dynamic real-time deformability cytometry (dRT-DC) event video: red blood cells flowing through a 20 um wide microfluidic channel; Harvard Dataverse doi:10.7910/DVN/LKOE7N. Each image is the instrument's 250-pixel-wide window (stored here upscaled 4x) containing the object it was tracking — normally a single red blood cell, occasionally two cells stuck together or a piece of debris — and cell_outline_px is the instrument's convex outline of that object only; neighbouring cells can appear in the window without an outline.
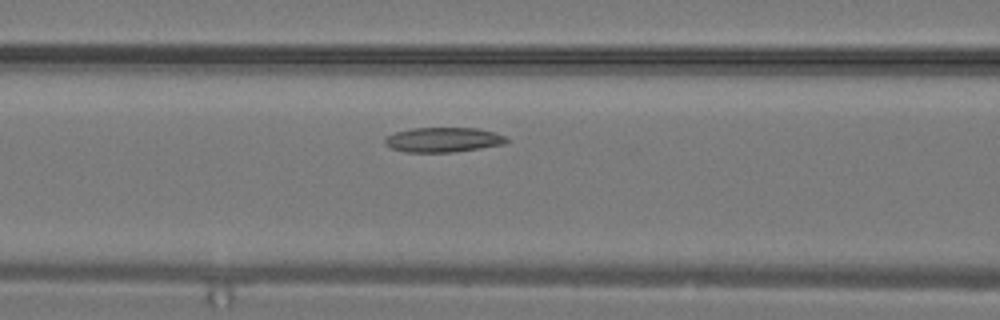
{"species": "common noctule bat (a hibernating species)", "species_latin": "Nyctalus noctula", "temperature_condition": "warm", "stored_images_in_passage": 24, "camera_frame_rate_fps": 3000, "um_per_image_px": 0.085, "animal": {"sex": "male", "body_mass_g": 19.2, "forearm_length_mm": 51.8}, "frame": {"image": 1, "passage_image": 11, "time_ms": 3.333, "image_size_px": [1000, 320], "cell_outline_px": [[508, 140], [504, 144], [480, 148], [452, 152], [404, 152], [392, 148], [384, 144], [384, 136], [396, 132], [412, 128], [476, 128], [496, 132], [504, 136]], "centroid_in_image_um": [37.64, 11.87], "position_along_channel_um": 129.0, "area_um2": 17.57}}
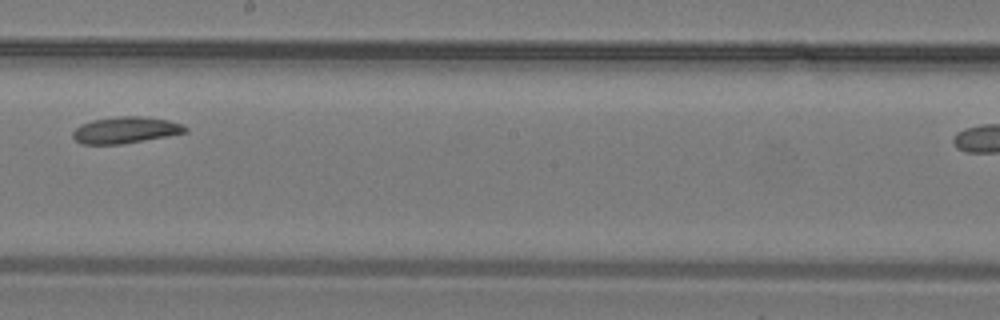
{"frame": {"image": 2, "passage_image": 16, "time_ms": 5.0, "image_size_px": [1000, 320], "cell_outline_px": [[188, 132], [168, 136], [120, 144], [80, 144], [72, 136], [72, 132], [76, 128], [92, 120], [116, 116], [144, 116], [168, 120], [184, 124], [188, 128]], "centroid_in_image_um": [10.71, 11.05], "position_along_channel_um": 237.5, "area_um2": 17.4}}
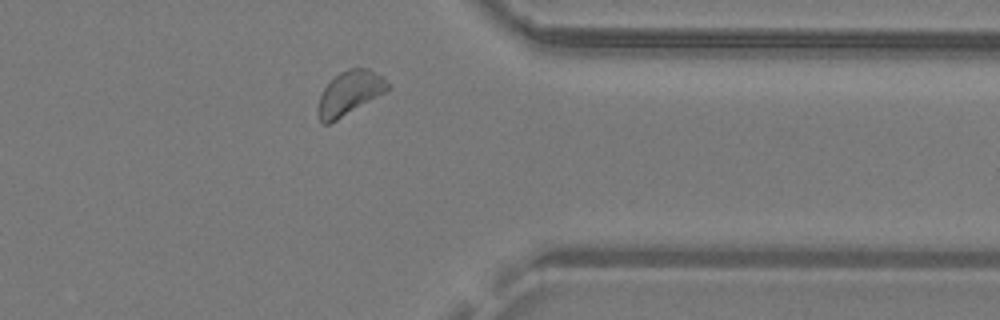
{"frame": {"image": 3, "passage_image": 23, "time_ms": 7.333, "image_size_px": [1000, 320], "cell_outline_px": [[392, 88], [336, 120], [328, 124], [324, 124], [316, 116], [316, 108], [320, 96], [324, 88], [340, 72], [348, 68], [368, 68], [384, 76]], "centroid_in_image_um": [29.72, 7.9], "position_along_channel_um": 381.7, "area_um2": 17.86}}